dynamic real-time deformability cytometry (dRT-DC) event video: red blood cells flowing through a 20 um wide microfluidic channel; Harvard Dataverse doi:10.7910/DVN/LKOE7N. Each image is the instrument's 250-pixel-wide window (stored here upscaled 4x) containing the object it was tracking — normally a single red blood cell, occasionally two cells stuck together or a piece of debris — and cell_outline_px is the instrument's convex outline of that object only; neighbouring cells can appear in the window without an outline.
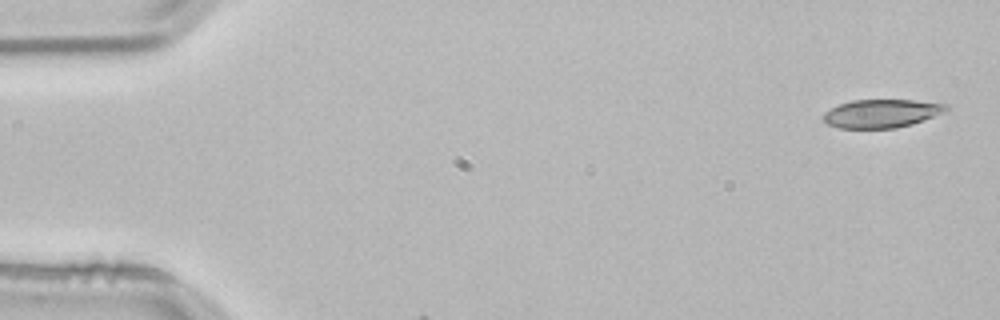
{"species": "common noctule bat (a hibernating species)", "species_latin": "Nyctalus noctula", "temperature_condition": "room temperature", "stored_images_in_passage": 3, "camera_frame_rate_fps": 3000, "um_per_image_px": 0.085, "animal": {"sex": "male", "body_mass_g": 21.5, "forearm_length_mm": 52.0}, "frame": {"image": 1, "passage_image": 1, "time_ms": 0.0, "image_size_px": [1000, 320], "cell_outline_px": [[948, 108], [944, 112], [912, 124], [896, 128], [840, 128], [828, 124], [820, 120], [820, 116], [824, 112], [840, 104], [852, 100], [912, 100], [948, 104]], "centroid_in_image_um": [74.88, 9.65], "position_along_channel_um": 10.1, "area_um2": 20.29}}
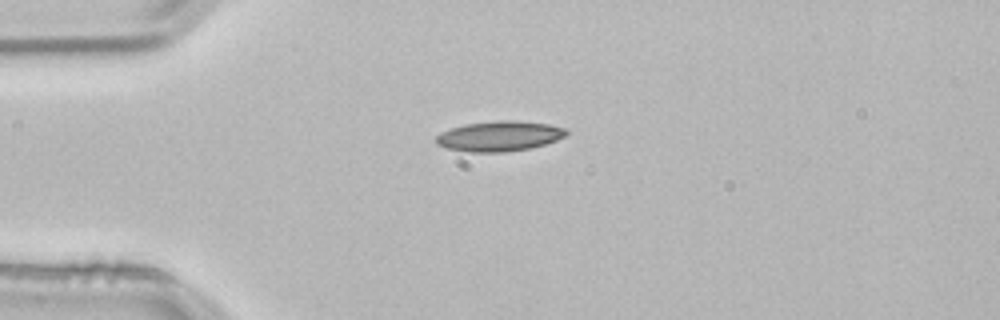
{"frame": {"image": 2, "passage_image": 3, "time_ms": 0.667, "image_size_px": [1000, 320], "cell_outline_px": [[568, 132], [564, 136], [556, 140], [544, 144], [528, 148], [504, 152], [472, 152], [448, 148], [436, 144], [436, 136], [440, 132], [464, 124], [496, 120], [516, 120], [548, 124], [564, 128]], "centroid_in_image_um": [42.42, 11.56], "position_along_channel_um": 42.6, "area_um2": 22.72}}